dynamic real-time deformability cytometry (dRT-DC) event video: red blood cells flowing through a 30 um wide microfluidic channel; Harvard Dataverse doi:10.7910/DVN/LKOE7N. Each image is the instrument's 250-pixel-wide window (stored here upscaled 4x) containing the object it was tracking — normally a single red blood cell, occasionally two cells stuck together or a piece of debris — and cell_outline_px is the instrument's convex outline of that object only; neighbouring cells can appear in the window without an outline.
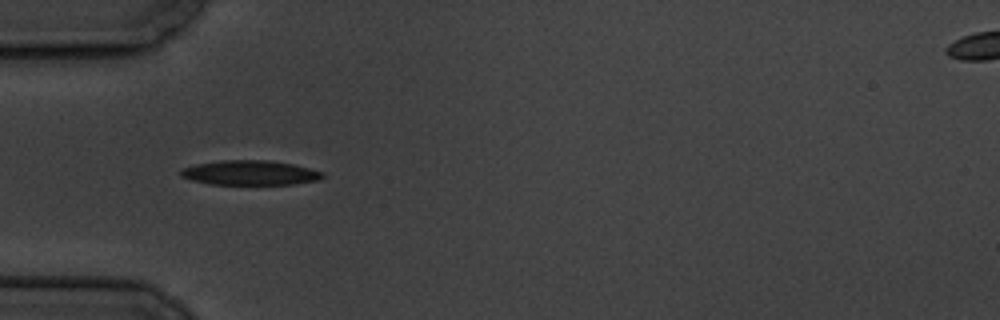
{"species": "common noctule bat (a hibernating species)", "species_latin": "Nyctalus noctula", "temperature_condition": "cold", "stored_images_in_passage": 8, "camera_frame_rate_fps": 3000, "um_per_image_px": 0.085, "animal": {"sex": "male", "body_mass_g": 19.5, "forearm_length_mm": 54.6}, "frame": {"image": 1, "passage_image": 3, "time_ms": 2.333, "image_size_px": [1000, 320], "cell_outline_px": [[324, 176], [320, 180], [292, 184], [212, 184], [192, 180], [180, 176], [180, 168], [196, 164], [220, 160], [268, 160], [292, 164], [324, 172]], "centroid_in_image_um": [21.24, 14.68], "position_along_channel_um": 63.8, "area_um2": 20.35}}
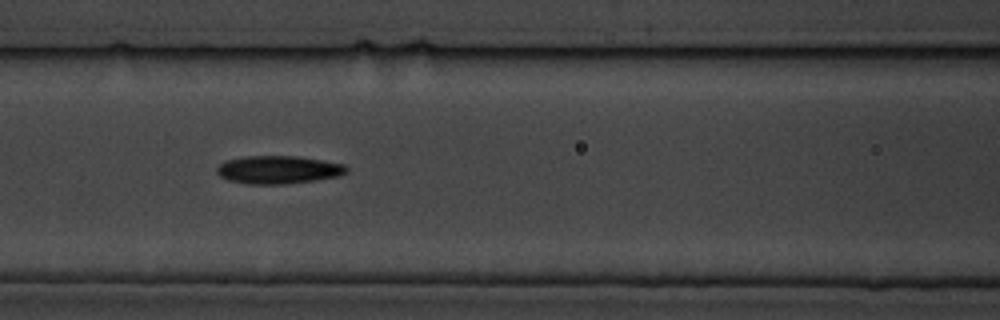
{"frame": {"image": 2, "passage_image": 5, "time_ms": 4.667, "image_size_px": [1000, 320], "cell_outline_px": [[348, 172], [340, 176], [316, 180], [284, 184], [248, 184], [228, 180], [220, 176], [216, 172], [216, 168], [224, 160], [248, 156], [296, 156], [344, 164], [348, 168]], "centroid_in_image_um": [23.65, 14.43], "position_along_channel_um": 142.9, "area_um2": 21.21}}
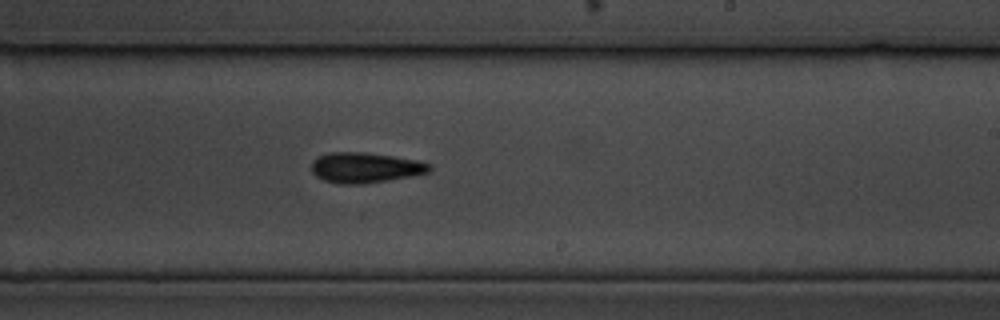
{"frame": {"image": 3, "passage_image": 8, "time_ms": 8.0, "image_size_px": [1000, 320], "cell_outline_px": [[432, 168], [428, 172], [412, 176], [364, 184], [340, 184], [324, 180], [316, 176], [312, 172], [312, 160], [328, 152], [364, 152], [392, 156], [416, 160], [428, 164]], "centroid_in_image_um": [31.01, 14.25], "position_along_channel_um": 258.0, "area_um2": 20.75}}